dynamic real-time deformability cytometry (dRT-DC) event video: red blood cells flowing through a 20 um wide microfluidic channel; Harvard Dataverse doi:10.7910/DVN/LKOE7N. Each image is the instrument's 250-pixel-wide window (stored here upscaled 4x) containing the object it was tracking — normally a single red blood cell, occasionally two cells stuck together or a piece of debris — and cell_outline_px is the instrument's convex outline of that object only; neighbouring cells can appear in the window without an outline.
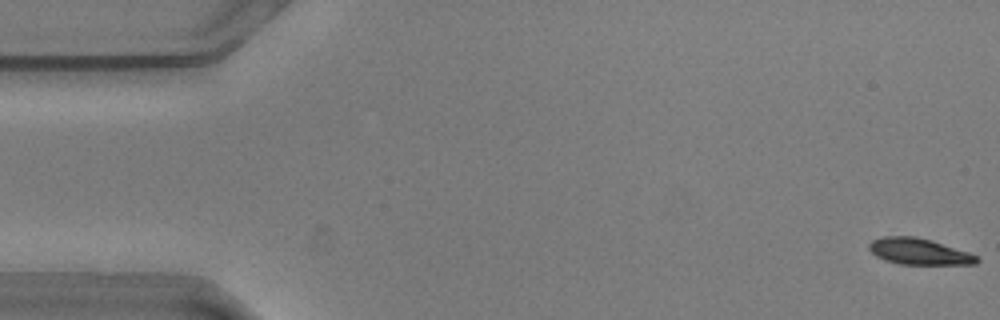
{"species": "common noctule bat (a hibernating species)", "species_latin": "Nyctalus noctula", "temperature_condition": "warm", "stored_images_in_passage": 16, "camera_frame_rate_fps": 3000, "um_per_image_px": 0.085, "animal": {"sex": "male", "body_mass_g": 20.5, "forearm_length_mm": 52.5}, "frame": {"image": 1, "passage_image": 1, "time_ms": 0.0, "image_size_px": [1000, 320], "cell_outline_px": [[980, 260], [976, 264], [900, 264], [884, 260], [876, 256], [868, 248], [868, 244], [872, 240], [880, 236], [916, 236], [932, 240], [968, 252], [976, 256]], "centroid_in_image_um": [78.08, 21.36], "position_along_channel_um": 6.9, "area_um2": 16.53}}